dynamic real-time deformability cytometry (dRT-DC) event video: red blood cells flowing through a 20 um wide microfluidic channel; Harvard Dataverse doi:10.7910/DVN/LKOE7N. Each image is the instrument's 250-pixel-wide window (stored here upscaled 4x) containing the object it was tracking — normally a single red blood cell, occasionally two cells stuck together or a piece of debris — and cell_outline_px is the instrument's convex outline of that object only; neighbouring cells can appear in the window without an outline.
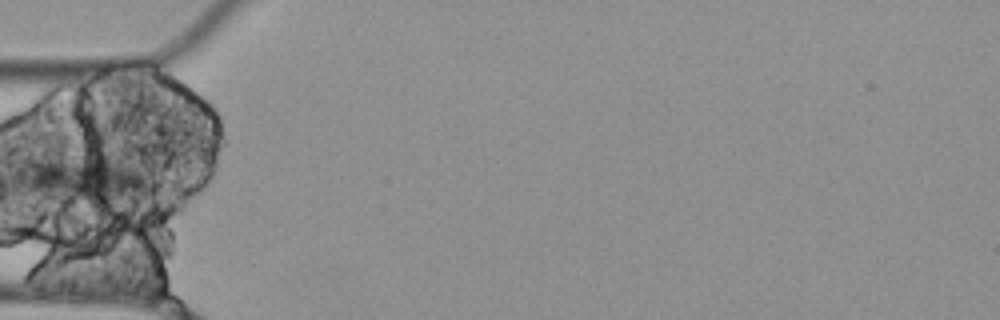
{"species": "Egyptian fruit bat (a non-hibernating species)", "species_latin": "Rousettus aegyptiacus", "temperature_condition": "cold", "stored_images_in_passage": 3, "camera_frame_rate_fps": 3000, "um_per_image_px": 0.085, "animal": {"sex": "female"}, "frame": {"image": 1, "passage_image": 3, "time_ms": 0.667, "image_size_px": [1000, 320], "cell_outline_px": [[144, 188], [120, 196], [72, 208], [68, 208], [28, 192], [16, 180], [16, 172], [24, 156], [40, 152], [96, 148], [104, 152], [136, 172], [144, 180]], "centroid_in_image_um": [6.52, 15.03], "position_along_channel_um": 78.5, "area_um2": 39.02}}